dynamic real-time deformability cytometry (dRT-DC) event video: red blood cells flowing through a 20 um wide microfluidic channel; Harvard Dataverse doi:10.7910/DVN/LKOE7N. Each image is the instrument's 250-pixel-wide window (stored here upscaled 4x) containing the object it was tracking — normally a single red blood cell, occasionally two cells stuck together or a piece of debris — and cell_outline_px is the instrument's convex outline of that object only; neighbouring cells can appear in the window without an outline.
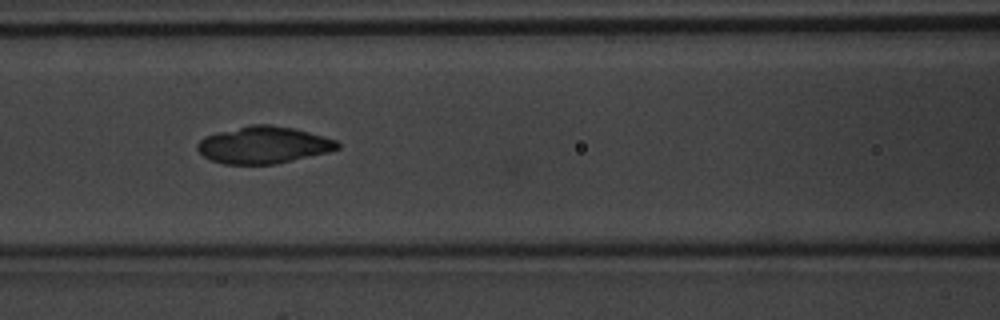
{"species": "common noctule bat (a hibernating species)", "species_latin": "Nyctalus noctula", "temperature_condition": "warm", "stored_images_in_passage": 43, "camera_frame_rate_fps": 3000, "um_per_image_px": 0.085, "animal": {"sex": "male", "body_mass_g": 20.1, "forearm_length_mm": 53.5}, "frame": {"image": 1, "passage_image": 16, "time_ms": 5.0, "image_size_px": [1000, 320], "cell_outline_px": [[340, 148], [328, 152], [276, 164], [224, 164], [212, 160], [204, 156], [196, 148], [196, 144], [200, 140], [208, 136], [220, 132], [252, 124], [268, 124], [292, 128], [324, 136], [336, 140], [340, 144]], "centroid_in_image_um": [22.42, 12.33], "position_along_channel_um": 144.2, "area_um2": 29.88}}
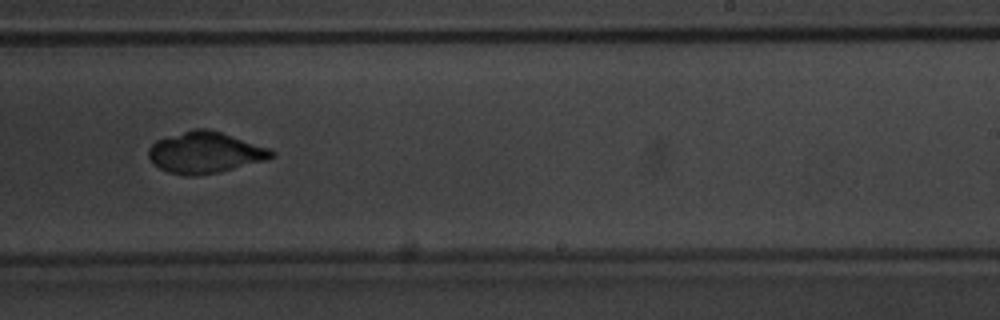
{"frame": {"image": 2, "passage_image": 25, "time_ms": 8.0, "image_size_px": [1000, 320], "cell_outline_px": [[276, 156], [268, 160], [220, 172], [196, 176], [188, 176], [168, 172], [160, 168], [148, 156], [148, 148], [156, 140], [192, 128], [208, 128], [272, 148], [276, 152]], "centroid_in_image_um": [17.49, 12.96], "position_along_channel_um": 271.5, "area_um2": 29.94}}
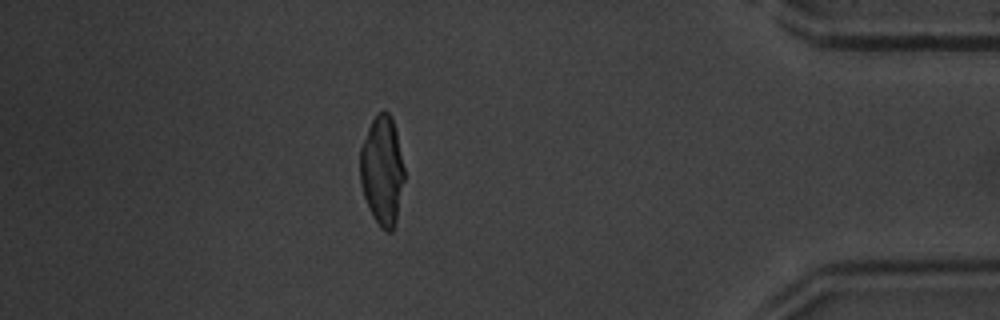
{"frame": {"image": 3, "passage_image": 37, "time_ms": 12.0, "image_size_px": [1000, 320], "cell_outline_px": [[404, 180], [396, 220], [392, 232], [384, 232], [380, 228], [372, 216], [368, 208], [360, 184], [360, 148], [368, 128], [376, 112], [384, 108], [392, 116], [396, 132], [404, 168]], "centroid_in_image_um": [32.47, 14.49], "position_along_channel_um": 402.7, "area_um2": 28.44}, "authors_computed_cell_mechanics": {"area_um2": 28.9578, "velocity_mm_per_s": 4.2522, "shape_relaxation_time_tau1_ms": 4.1615, "shape_relaxation_time_tau2_ms": 0.9755, "deformation_change_tau1": 0.1584, "deformation_change_tau2": 0.0435}}